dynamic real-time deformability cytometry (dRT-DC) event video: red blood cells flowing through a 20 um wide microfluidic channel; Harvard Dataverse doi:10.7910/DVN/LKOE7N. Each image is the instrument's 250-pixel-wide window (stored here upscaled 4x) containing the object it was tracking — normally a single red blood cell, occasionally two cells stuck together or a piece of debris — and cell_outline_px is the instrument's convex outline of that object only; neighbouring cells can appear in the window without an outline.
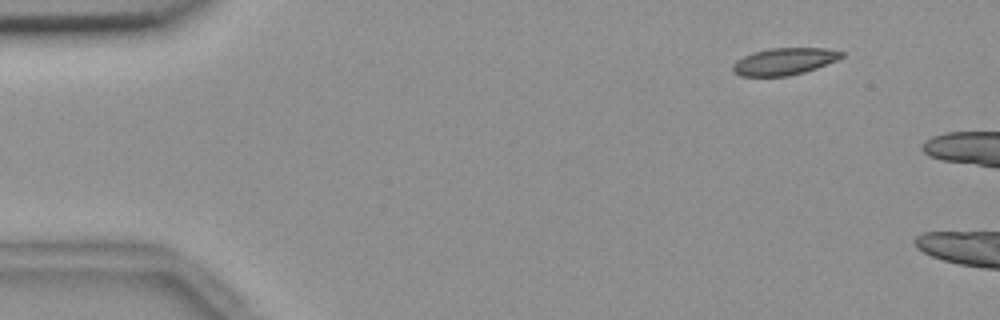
{"species": "common noctule bat (a hibernating species)", "species_latin": "Nyctalus noctula", "temperature_condition": "room temperature", "stored_images_in_passage": 5, "segment_of_instrument_passage": [2, 2], "camera_frame_rate_fps": 3000, "um_per_image_px": 0.085, "animal": {"sex": "female", "body_mass_g": 18.4}, "frame": {"image": 1, "passage_image": 5, "time_ms": 1.333, "image_size_px": [1000, 320], "cell_outline_px": [[844, 56], [836, 60], [816, 68], [804, 72], [788, 76], [740, 76], [732, 72], [732, 64], [736, 60], [752, 52], [768, 48], [828, 48], [844, 52]], "centroid_in_image_um": [66.63, 5.22], "position_along_channel_um": 18.4, "area_um2": 17.22}}